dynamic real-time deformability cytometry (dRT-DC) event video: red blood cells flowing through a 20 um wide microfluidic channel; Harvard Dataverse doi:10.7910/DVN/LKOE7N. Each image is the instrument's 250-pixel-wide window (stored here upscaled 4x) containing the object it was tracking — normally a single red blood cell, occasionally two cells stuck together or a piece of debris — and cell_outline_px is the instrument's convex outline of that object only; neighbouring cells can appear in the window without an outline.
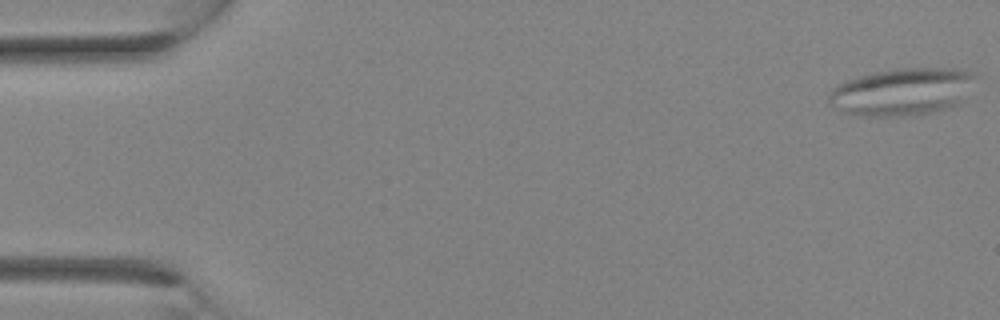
{"species": "Egyptian fruit bat (a non-hibernating species)", "species_latin": "Rousettus aegyptiacus", "temperature_condition": "room temperature", "stored_images_in_passage": 3, "camera_frame_rate_fps": 3000, "um_per_image_px": 0.085, "animal": {"sex": "female"}, "frame": {"image": 1, "passage_image": 1, "time_ms": 0.0, "image_size_px": [1000, 320], "cell_outline_px": [[980, 76], [964, 100], [960, 104], [948, 108], [912, 116], [864, 116], [840, 112], [828, 104], [828, 96], [832, 88], [844, 80], [876, 72], [896, 68], [960, 68], [976, 72]], "centroid_in_image_um": [76.74, 7.79], "position_along_channel_um": 8.3, "area_um2": 41.5}}
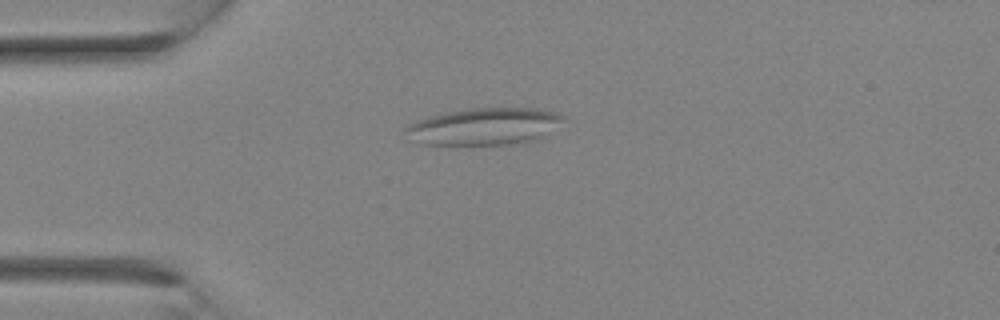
{"frame": {"image": 2, "passage_image": 3, "time_ms": 2.333, "image_size_px": [1000, 320], "cell_outline_px": [[564, 120], [540, 140], [524, 144], [424, 144], [412, 140], [404, 128], [408, 124], [416, 120], [444, 112], [472, 108], [536, 108], [556, 112], [564, 116]], "centroid_in_image_um": [41.21, 10.75], "position_along_channel_um": 43.8, "area_um2": 34.22}}